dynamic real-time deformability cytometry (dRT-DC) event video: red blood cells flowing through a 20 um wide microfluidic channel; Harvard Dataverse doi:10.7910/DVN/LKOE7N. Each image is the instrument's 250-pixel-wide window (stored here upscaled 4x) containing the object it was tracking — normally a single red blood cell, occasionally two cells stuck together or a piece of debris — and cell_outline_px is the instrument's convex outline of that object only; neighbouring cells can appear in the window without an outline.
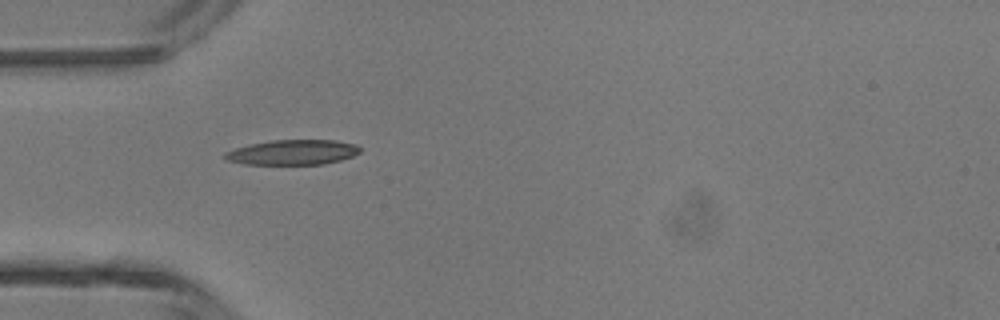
{"species": "common noctule bat (a hibernating species)", "species_latin": "Nyctalus noctula", "temperature_condition": "room temperature", "stored_images_in_passage": 5, "camera_frame_rate_fps": 3000, "um_per_image_px": 0.085, "animal": {"sex": "male", "body_mass_g": 13.3}, "frame": {"image": 1, "passage_image": 4, "time_ms": 1.0, "image_size_px": [1000, 320], "cell_outline_px": [[360, 152], [352, 156], [340, 160], [324, 164], [244, 164], [224, 160], [220, 156], [224, 152], [248, 144], [272, 140], [336, 140], [356, 144], [360, 148]], "centroid_in_image_um": [24.82, 12.94], "position_along_channel_um": 60.2, "area_um2": 19.88}}
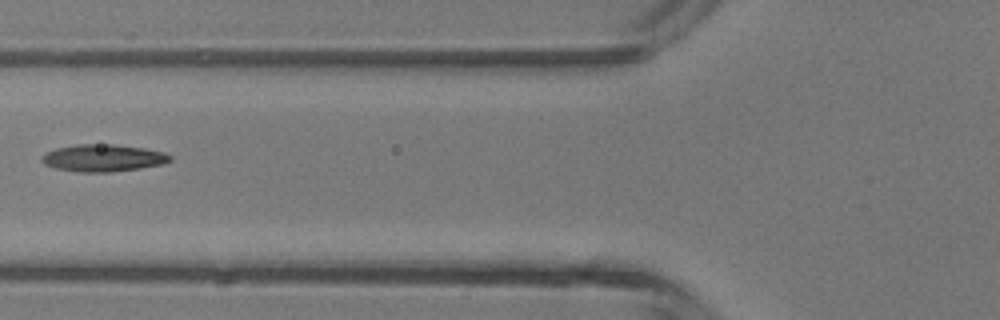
{"frame": {"image": 2, "passage_image": 5, "time_ms": 1.333, "image_size_px": [1000, 320], "cell_outline_px": [[172, 160], [164, 164], [140, 168], [112, 172], [80, 172], [56, 168], [44, 164], [40, 160], [40, 156], [56, 148], [76, 144], [112, 144], [144, 148], [164, 152], [172, 156]], "centroid_in_image_um": [8.77, 13.43], "position_along_channel_um": 117.0, "area_um2": 20.4}}